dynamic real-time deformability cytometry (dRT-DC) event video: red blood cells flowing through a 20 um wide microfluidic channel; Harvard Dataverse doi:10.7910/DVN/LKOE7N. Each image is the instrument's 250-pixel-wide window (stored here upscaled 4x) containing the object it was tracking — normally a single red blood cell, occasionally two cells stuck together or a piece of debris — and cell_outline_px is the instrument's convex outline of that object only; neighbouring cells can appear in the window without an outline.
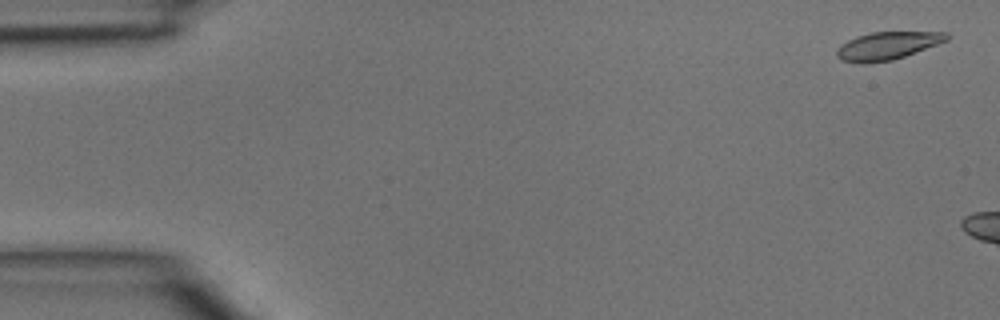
{"species": "common noctule bat (a hibernating species)", "species_latin": "Nyctalus noctula", "temperature_condition": "room temperature", "stored_images_in_passage": 3, "camera_frame_rate_fps": 3000, "um_per_image_px": 0.085, "animal": {"sex": "male", "body_mass_g": 15.6}, "frame": {"image": 1, "passage_image": 1, "time_ms": 0.0, "image_size_px": [1000, 320], "cell_outline_px": [[948, 40], [904, 56], [892, 60], [864, 64], [860, 64], [840, 60], [836, 56], [836, 48], [840, 44], [856, 36], [872, 32], [948, 32]], "centroid_in_image_um": [75.35, 3.9], "position_along_channel_um": 9.6, "area_um2": 17.86}}